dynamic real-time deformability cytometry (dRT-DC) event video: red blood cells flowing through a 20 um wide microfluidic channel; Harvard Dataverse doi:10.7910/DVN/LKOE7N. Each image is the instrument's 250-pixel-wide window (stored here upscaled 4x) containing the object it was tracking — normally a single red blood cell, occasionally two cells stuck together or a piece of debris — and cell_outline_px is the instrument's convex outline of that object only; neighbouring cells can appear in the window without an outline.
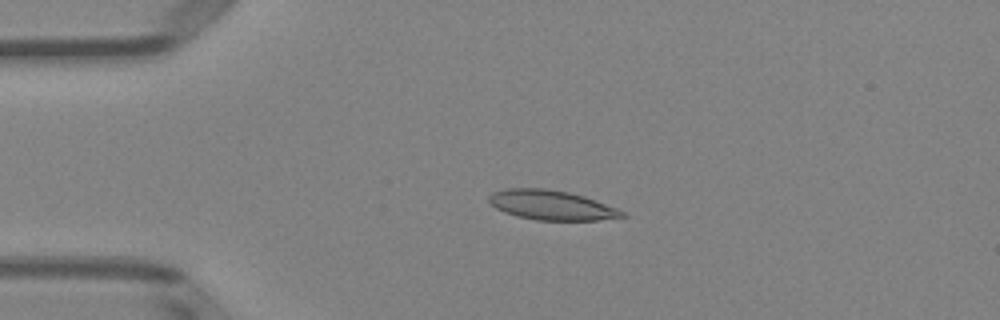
{"species": "Egyptian fruit bat (a non-hibernating species)", "species_latin": "Rousettus aegyptiacus", "temperature_condition": "room temperature", "stored_images_in_passage": 5, "camera_frame_rate_fps": 3000, "um_per_image_px": 0.085, "animal": {"sex": "female"}, "frame": {"image": 1, "passage_image": 3, "time_ms": 3.0, "image_size_px": [1000, 320], "cell_outline_px": [[628, 216], [596, 220], [536, 220], [516, 216], [504, 212], [488, 204], [488, 196], [492, 192], [504, 188], [548, 188], [568, 192], [584, 196], [616, 208], [624, 212]], "centroid_in_image_um": [46.81, 17.42], "position_along_channel_um": 38.2, "area_um2": 23.12}}
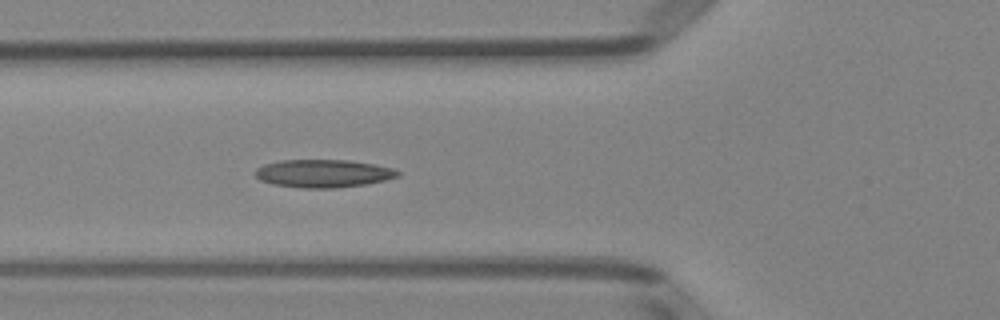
{"frame": {"image": 2, "passage_image": 5, "time_ms": 5.333, "image_size_px": [1000, 320], "cell_outline_px": [[400, 176], [368, 184], [336, 188], [304, 188], [272, 184], [260, 180], [256, 176], [256, 168], [264, 164], [280, 160], [348, 160], [372, 164], [392, 168], [400, 172]], "centroid_in_image_um": [27.47, 14.75], "position_along_channel_um": 98.3, "area_um2": 23.18}}